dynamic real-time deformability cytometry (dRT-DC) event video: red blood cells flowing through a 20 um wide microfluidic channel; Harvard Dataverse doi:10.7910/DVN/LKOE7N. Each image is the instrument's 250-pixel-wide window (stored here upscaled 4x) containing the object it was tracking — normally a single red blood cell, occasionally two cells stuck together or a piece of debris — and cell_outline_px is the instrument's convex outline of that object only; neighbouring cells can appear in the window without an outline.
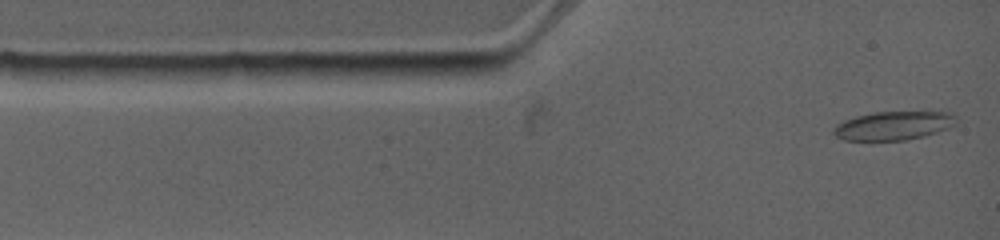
{"species": "common noctule bat (a hibernating species)", "species_latin": "Nyctalus noctula", "temperature_condition": "warm", "stored_images_in_passage": 3, "camera_frame_rate_fps": 4500, "um_per_image_px": 0.085, "animal": {"sex": "female", "body_mass_g": 19.0, "forearm_length_mm": 53.3}, "frame": {"image": 1, "passage_image": 3, "time_ms": 2.889, "image_size_px": [1000, 240], "cell_outline_px": [[956, 124], [948, 128], [924, 136], [908, 140], [844, 140], [836, 136], [832, 132], [832, 128], [836, 124], [844, 120], [856, 116], [876, 112], [948, 112], [956, 116]], "centroid_in_image_um": [75.92, 10.68], "position_along_channel_um": 9.1, "area_um2": 20.46}}